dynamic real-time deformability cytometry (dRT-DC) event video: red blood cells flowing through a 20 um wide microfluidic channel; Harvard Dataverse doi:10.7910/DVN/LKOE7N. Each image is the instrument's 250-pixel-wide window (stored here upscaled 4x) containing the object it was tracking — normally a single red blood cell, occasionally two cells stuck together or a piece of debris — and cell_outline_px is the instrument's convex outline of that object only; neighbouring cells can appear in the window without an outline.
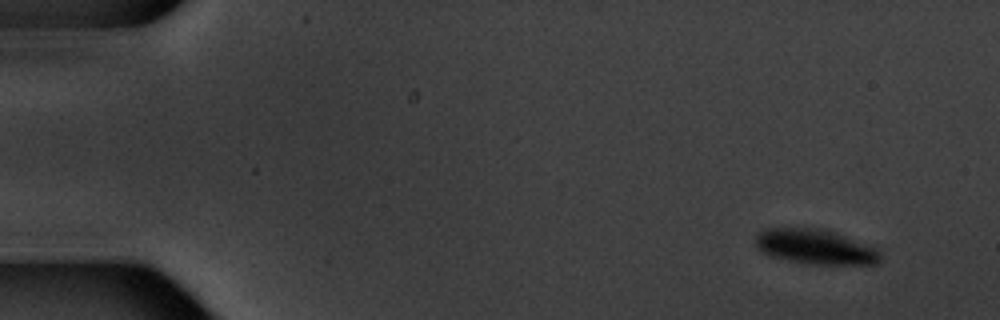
{"species": "common noctule bat (a hibernating species)", "species_latin": "Nyctalus noctula", "temperature_condition": "warm", "stored_images_in_passage": 5, "camera_frame_rate_fps": 3000, "um_per_image_px": 0.085, "animal": {"sex": "male", "body_mass_g": 20.1, "forearm_length_mm": 53.5}, "frame": {"image": 1, "passage_image": 1, "time_ms": 0.0, "image_size_px": [1000, 320], "cell_outline_px": [[880, 260], [876, 264], [812, 264], [788, 260], [768, 256], [756, 248], [752, 240], [756, 232], [764, 228], [812, 228], [836, 232], [876, 248], [880, 252]], "centroid_in_image_um": [69.2, 20.97], "position_along_channel_um": 15.8, "area_um2": 25.61}}